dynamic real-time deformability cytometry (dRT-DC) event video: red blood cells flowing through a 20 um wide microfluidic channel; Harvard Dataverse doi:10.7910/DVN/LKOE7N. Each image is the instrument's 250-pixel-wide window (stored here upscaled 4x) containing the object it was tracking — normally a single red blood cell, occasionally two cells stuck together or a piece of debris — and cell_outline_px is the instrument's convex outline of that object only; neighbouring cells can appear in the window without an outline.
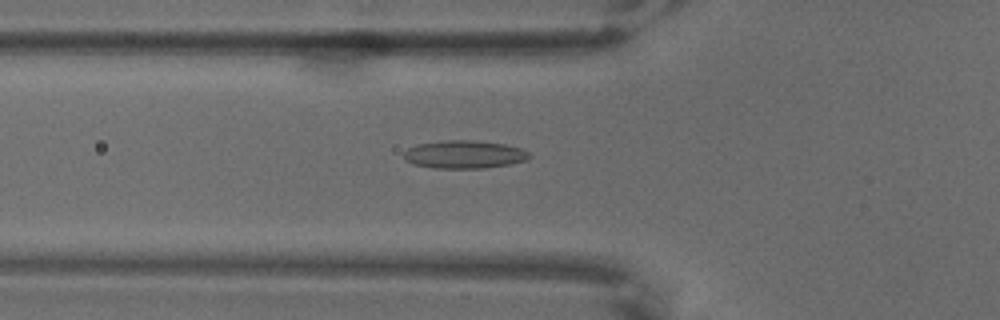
{"species": "common noctule bat (a hibernating species)", "species_latin": "Nyctalus noctula", "temperature_condition": "warm", "stored_images_in_passage": 61, "camera_frame_rate_fps": 3000, "um_per_image_px": 0.085, "animal": {"sex": "male", "body_mass_g": 18.8}, "frame": {"image": 1, "passage_image": 20, "time_ms": 6.333, "image_size_px": [1000, 320], "cell_outline_px": [[532, 156], [528, 160], [512, 164], [484, 168], [432, 168], [412, 164], [404, 160], [404, 152], [408, 148], [416, 144], [444, 140], [472, 140], [504, 144], [520, 148], [528, 152]], "centroid_in_image_um": [39.45, 13.13], "position_along_channel_um": 86.3, "area_um2": 20.69}}
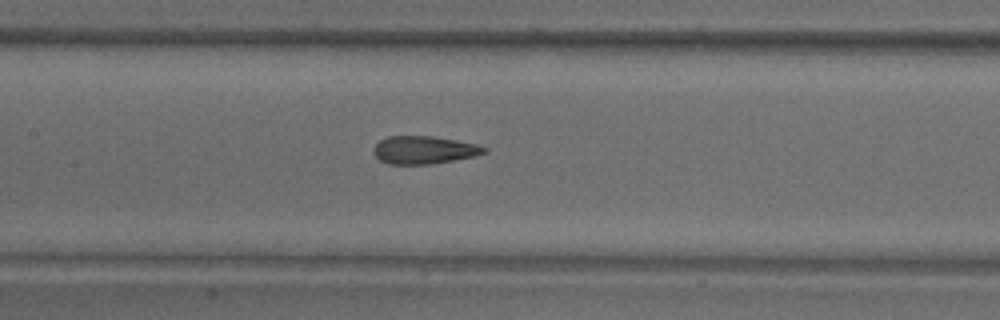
{"frame": {"image": 2, "passage_image": 28, "time_ms": 9.0, "image_size_px": [1000, 320], "cell_outline_px": [[488, 152], [476, 156], [432, 164], [388, 164], [380, 160], [372, 152], [372, 148], [380, 140], [388, 136], [432, 136], [456, 140], [476, 144], [488, 148]], "centroid_in_image_um": [36.04, 12.75], "position_along_channel_um": 171.4, "area_um2": 18.09}}
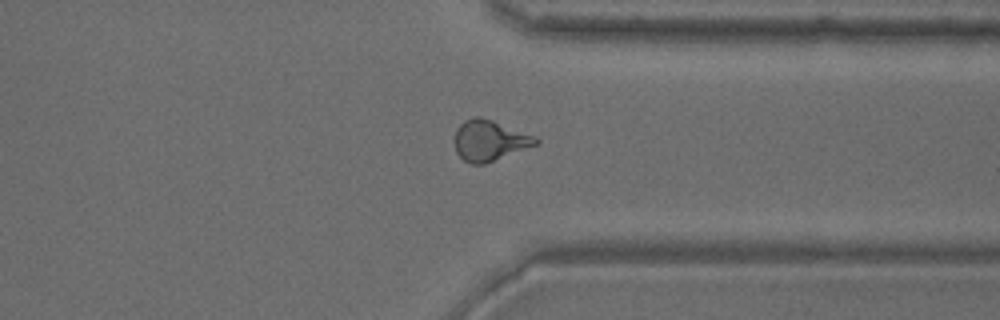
{"frame": {"image": 3, "passage_image": 47, "time_ms": 15.333, "image_size_px": [1000, 320], "cell_outline_px": [[540, 140], [536, 144], [484, 164], [472, 164], [464, 160], [456, 152], [452, 140], [456, 128], [464, 120], [476, 116], [480, 116], [492, 120], [536, 136]], "centroid_in_image_um": [41.55, 11.92], "position_along_channel_um": 369.9, "area_um2": 19.25}}